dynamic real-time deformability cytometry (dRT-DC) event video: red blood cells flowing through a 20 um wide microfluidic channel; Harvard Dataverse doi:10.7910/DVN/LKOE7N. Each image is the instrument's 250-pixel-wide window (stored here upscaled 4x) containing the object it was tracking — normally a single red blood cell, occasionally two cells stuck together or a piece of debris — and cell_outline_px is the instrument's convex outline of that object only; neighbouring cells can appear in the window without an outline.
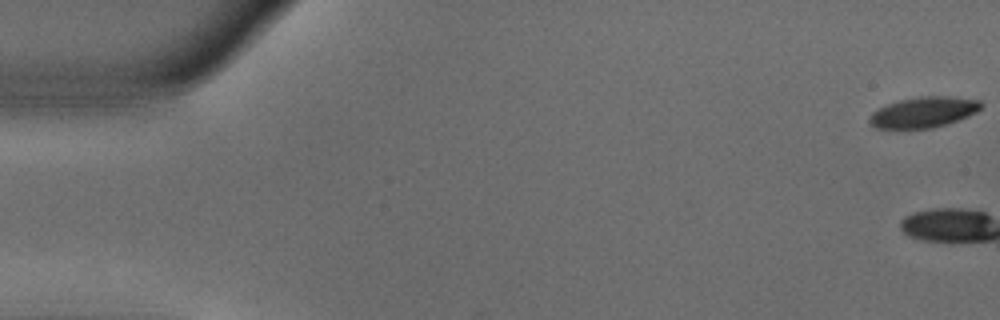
{"species": "common noctule bat (a hibernating species)", "species_latin": "Nyctalus noctula", "temperature_condition": "warm", "stored_images_in_passage": 2, "camera_frame_rate_fps": 3000, "um_per_image_px": 0.085, "animal": {"sex": "male", "body_mass_g": 18.8}, "frame": {"image": 1, "passage_image": 1, "time_ms": 0.0, "image_size_px": [1000, 320], "cell_outline_px": [[984, 104], [976, 112], [968, 116], [948, 124], [932, 128], [876, 128], [868, 120], [872, 112], [888, 104], [900, 100], [920, 96], [948, 96], [980, 100]], "centroid_in_image_um": [78.54, 9.53], "position_along_channel_um": 6.5, "area_um2": 19.83}}